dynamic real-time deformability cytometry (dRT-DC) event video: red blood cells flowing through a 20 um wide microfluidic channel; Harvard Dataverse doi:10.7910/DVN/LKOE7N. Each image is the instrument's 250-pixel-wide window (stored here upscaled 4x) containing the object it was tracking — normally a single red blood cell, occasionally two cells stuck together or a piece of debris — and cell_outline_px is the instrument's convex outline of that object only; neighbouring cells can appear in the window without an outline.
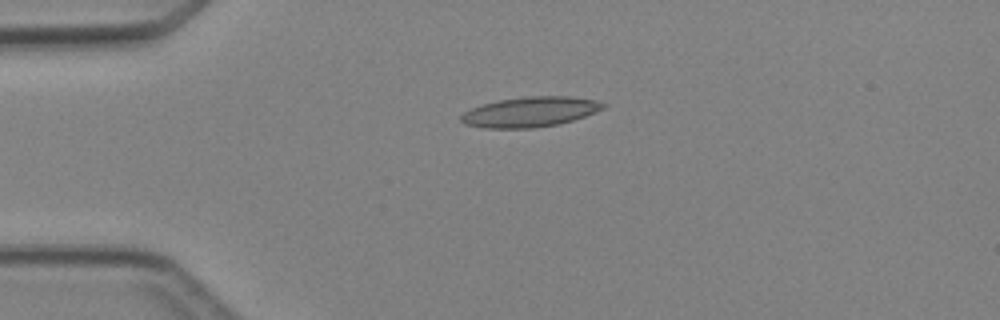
{"species": "Egyptian fruit bat (a non-hibernating species)", "species_latin": "Rousettus aegyptiacus", "temperature_condition": "cold", "stored_images_in_passage": 3, "camera_frame_rate_fps": 3000, "um_per_image_px": 0.085, "animal": {"sex": "female"}, "frame": {"image": 1, "passage_image": 2, "time_ms": 2.333, "image_size_px": [1000, 320], "cell_outline_px": [[608, 104], [604, 108], [584, 116], [572, 120], [556, 124], [532, 128], [484, 128], [464, 124], [460, 120], [460, 116], [464, 112], [472, 108], [496, 100], [524, 96], [572, 96], [596, 100]], "centroid_in_image_um": [45.05, 9.5], "position_along_channel_um": 40.0, "area_um2": 24.91}}